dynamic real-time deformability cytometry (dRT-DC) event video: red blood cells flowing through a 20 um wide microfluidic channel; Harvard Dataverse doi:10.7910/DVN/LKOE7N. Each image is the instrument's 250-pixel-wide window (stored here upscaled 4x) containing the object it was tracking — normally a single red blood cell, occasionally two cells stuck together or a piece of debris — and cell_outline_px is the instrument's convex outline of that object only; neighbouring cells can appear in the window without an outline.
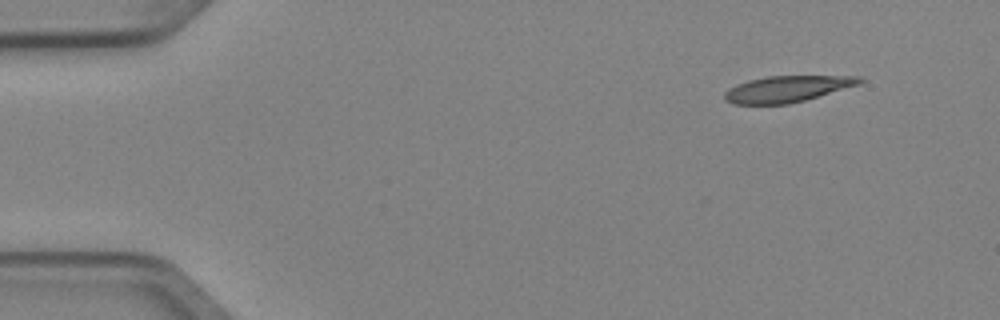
{"species": "Egyptian fruit bat (a non-hibernating species)", "species_latin": "Rousettus aegyptiacus", "temperature_condition": "cold", "stored_images_in_passage": 5, "camera_frame_rate_fps": 3000, "um_per_image_px": 0.085, "animal": {"sex": "female"}, "frame": {"image": 1, "passage_image": 1, "time_ms": 0.0, "image_size_px": [1000, 320], "cell_outline_px": [[864, 80], [860, 84], [804, 100], [788, 104], [732, 104], [724, 100], [724, 92], [728, 88], [736, 84], [748, 80], [768, 76], [860, 76]], "centroid_in_image_um": [66.86, 7.56], "position_along_channel_um": 18.1, "area_um2": 20.63}}
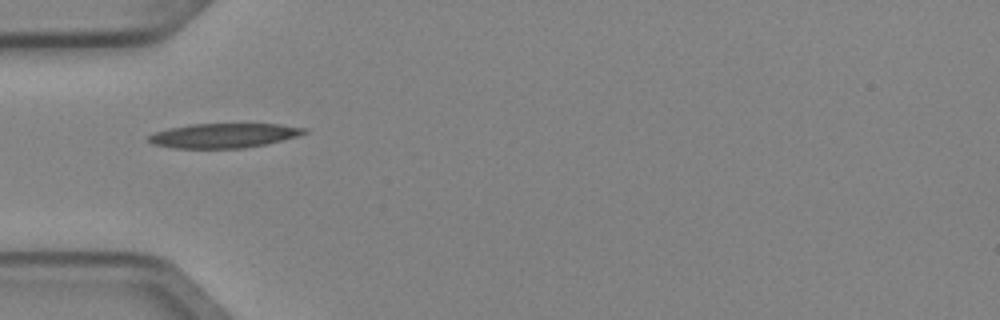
{"frame": {"image": 2, "passage_image": 4, "time_ms": 1.0, "image_size_px": [1000, 320], "cell_outline_px": [[308, 132], [296, 136], [268, 144], [244, 148], [172, 148], [152, 144], [144, 136], [152, 132], [168, 128], [192, 124], [280, 124], [308, 128]], "centroid_in_image_um": [18.97, 11.52], "position_along_channel_um": 66.0, "area_um2": 22.48}}
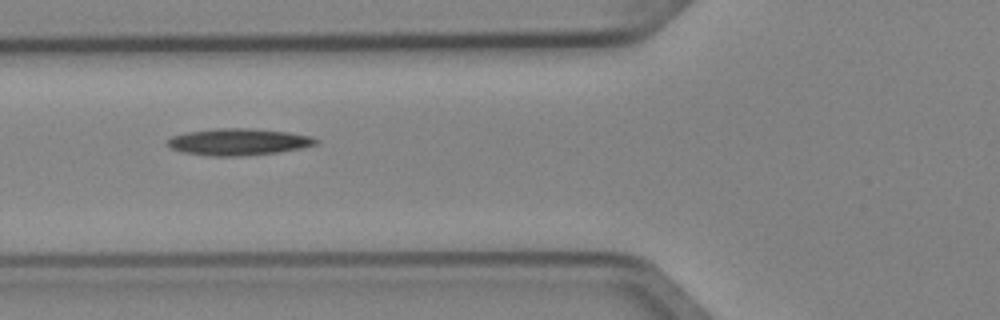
{"frame": {"image": 3, "passage_image": 5, "time_ms": 1.333, "image_size_px": [1000, 320], "cell_outline_px": [[320, 140], [316, 144], [300, 148], [280, 152], [248, 156], [212, 156], [184, 152], [172, 148], [168, 144], [168, 140], [172, 136], [188, 132], [216, 128], [252, 128], [288, 132], [312, 136]], "centroid_in_image_um": [20.32, 12.06], "position_along_channel_um": 105.5, "area_um2": 23.12}}